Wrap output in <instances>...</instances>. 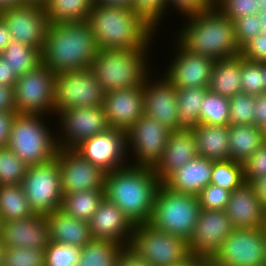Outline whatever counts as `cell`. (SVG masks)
Here are the masks:
<instances>
[{"instance_id": "obj_43", "label": "cell", "mask_w": 266, "mask_h": 266, "mask_svg": "<svg viewBox=\"0 0 266 266\" xmlns=\"http://www.w3.org/2000/svg\"><path fill=\"white\" fill-rule=\"evenodd\" d=\"M242 92L252 96L265 93L262 81V63L253 62L241 56Z\"/></svg>"}, {"instance_id": "obj_31", "label": "cell", "mask_w": 266, "mask_h": 266, "mask_svg": "<svg viewBox=\"0 0 266 266\" xmlns=\"http://www.w3.org/2000/svg\"><path fill=\"white\" fill-rule=\"evenodd\" d=\"M104 198V189L77 191L64 195L60 210L74 218L89 222Z\"/></svg>"}, {"instance_id": "obj_69", "label": "cell", "mask_w": 266, "mask_h": 266, "mask_svg": "<svg viewBox=\"0 0 266 266\" xmlns=\"http://www.w3.org/2000/svg\"><path fill=\"white\" fill-rule=\"evenodd\" d=\"M264 231H265V233H266V212H265V220H264Z\"/></svg>"}, {"instance_id": "obj_14", "label": "cell", "mask_w": 266, "mask_h": 266, "mask_svg": "<svg viewBox=\"0 0 266 266\" xmlns=\"http://www.w3.org/2000/svg\"><path fill=\"white\" fill-rule=\"evenodd\" d=\"M264 228L234 229L211 261L217 266H265Z\"/></svg>"}, {"instance_id": "obj_13", "label": "cell", "mask_w": 266, "mask_h": 266, "mask_svg": "<svg viewBox=\"0 0 266 266\" xmlns=\"http://www.w3.org/2000/svg\"><path fill=\"white\" fill-rule=\"evenodd\" d=\"M54 118L58 148L75 149L83 141L110 129L103 105L62 110Z\"/></svg>"}, {"instance_id": "obj_49", "label": "cell", "mask_w": 266, "mask_h": 266, "mask_svg": "<svg viewBox=\"0 0 266 266\" xmlns=\"http://www.w3.org/2000/svg\"><path fill=\"white\" fill-rule=\"evenodd\" d=\"M245 182L266 176V141L243 163Z\"/></svg>"}, {"instance_id": "obj_12", "label": "cell", "mask_w": 266, "mask_h": 266, "mask_svg": "<svg viewBox=\"0 0 266 266\" xmlns=\"http://www.w3.org/2000/svg\"><path fill=\"white\" fill-rule=\"evenodd\" d=\"M170 132L157 120L143 114L126 132L129 164L154 168L166 149Z\"/></svg>"}, {"instance_id": "obj_52", "label": "cell", "mask_w": 266, "mask_h": 266, "mask_svg": "<svg viewBox=\"0 0 266 266\" xmlns=\"http://www.w3.org/2000/svg\"><path fill=\"white\" fill-rule=\"evenodd\" d=\"M16 112H0V147L7 146Z\"/></svg>"}, {"instance_id": "obj_50", "label": "cell", "mask_w": 266, "mask_h": 266, "mask_svg": "<svg viewBox=\"0 0 266 266\" xmlns=\"http://www.w3.org/2000/svg\"><path fill=\"white\" fill-rule=\"evenodd\" d=\"M240 55L253 62H266V32H259L242 48Z\"/></svg>"}, {"instance_id": "obj_37", "label": "cell", "mask_w": 266, "mask_h": 266, "mask_svg": "<svg viewBox=\"0 0 266 266\" xmlns=\"http://www.w3.org/2000/svg\"><path fill=\"white\" fill-rule=\"evenodd\" d=\"M229 106V98L208 90L201 103L200 124L229 126Z\"/></svg>"}, {"instance_id": "obj_33", "label": "cell", "mask_w": 266, "mask_h": 266, "mask_svg": "<svg viewBox=\"0 0 266 266\" xmlns=\"http://www.w3.org/2000/svg\"><path fill=\"white\" fill-rule=\"evenodd\" d=\"M125 247L109 240L91 239L81 248L77 266H117L119 256Z\"/></svg>"}, {"instance_id": "obj_7", "label": "cell", "mask_w": 266, "mask_h": 266, "mask_svg": "<svg viewBox=\"0 0 266 266\" xmlns=\"http://www.w3.org/2000/svg\"><path fill=\"white\" fill-rule=\"evenodd\" d=\"M200 210L198 196L172 191L161 183L149 223L156 229L188 241L198 222Z\"/></svg>"}, {"instance_id": "obj_16", "label": "cell", "mask_w": 266, "mask_h": 266, "mask_svg": "<svg viewBox=\"0 0 266 266\" xmlns=\"http://www.w3.org/2000/svg\"><path fill=\"white\" fill-rule=\"evenodd\" d=\"M63 196L77 191L104 189L106 171L88 161L75 149L56 153Z\"/></svg>"}, {"instance_id": "obj_25", "label": "cell", "mask_w": 266, "mask_h": 266, "mask_svg": "<svg viewBox=\"0 0 266 266\" xmlns=\"http://www.w3.org/2000/svg\"><path fill=\"white\" fill-rule=\"evenodd\" d=\"M197 156L196 139L192 130L173 131L170 132L166 149L153 170L163 183L172 173Z\"/></svg>"}, {"instance_id": "obj_57", "label": "cell", "mask_w": 266, "mask_h": 266, "mask_svg": "<svg viewBox=\"0 0 266 266\" xmlns=\"http://www.w3.org/2000/svg\"><path fill=\"white\" fill-rule=\"evenodd\" d=\"M12 39V35L6 24L0 18V54L5 50Z\"/></svg>"}, {"instance_id": "obj_65", "label": "cell", "mask_w": 266, "mask_h": 266, "mask_svg": "<svg viewBox=\"0 0 266 266\" xmlns=\"http://www.w3.org/2000/svg\"><path fill=\"white\" fill-rule=\"evenodd\" d=\"M259 2V10H263L266 8V0H258Z\"/></svg>"}, {"instance_id": "obj_61", "label": "cell", "mask_w": 266, "mask_h": 266, "mask_svg": "<svg viewBox=\"0 0 266 266\" xmlns=\"http://www.w3.org/2000/svg\"><path fill=\"white\" fill-rule=\"evenodd\" d=\"M258 16L261 21V32H266V8L259 10Z\"/></svg>"}, {"instance_id": "obj_29", "label": "cell", "mask_w": 266, "mask_h": 266, "mask_svg": "<svg viewBox=\"0 0 266 266\" xmlns=\"http://www.w3.org/2000/svg\"><path fill=\"white\" fill-rule=\"evenodd\" d=\"M208 90L227 98L242 92L241 55L214 62Z\"/></svg>"}, {"instance_id": "obj_45", "label": "cell", "mask_w": 266, "mask_h": 266, "mask_svg": "<svg viewBox=\"0 0 266 266\" xmlns=\"http://www.w3.org/2000/svg\"><path fill=\"white\" fill-rule=\"evenodd\" d=\"M231 191L209 184L198 194L201 209L225 210Z\"/></svg>"}, {"instance_id": "obj_11", "label": "cell", "mask_w": 266, "mask_h": 266, "mask_svg": "<svg viewBox=\"0 0 266 266\" xmlns=\"http://www.w3.org/2000/svg\"><path fill=\"white\" fill-rule=\"evenodd\" d=\"M22 186L34 214L48 215L61 208L64 196L56 158L45 164L28 166Z\"/></svg>"}, {"instance_id": "obj_15", "label": "cell", "mask_w": 266, "mask_h": 266, "mask_svg": "<svg viewBox=\"0 0 266 266\" xmlns=\"http://www.w3.org/2000/svg\"><path fill=\"white\" fill-rule=\"evenodd\" d=\"M0 18L6 24L13 40L42 52L49 27V20L43 5H24L0 11Z\"/></svg>"}, {"instance_id": "obj_35", "label": "cell", "mask_w": 266, "mask_h": 266, "mask_svg": "<svg viewBox=\"0 0 266 266\" xmlns=\"http://www.w3.org/2000/svg\"><path fill=\"white\" fill-rule=\"evenodd\" d=\"M0 57L10 66L11 71L17 77L32 71L42 64L40 50L13 39L0 54Z\"/></svg>"}, {"instance_id": "obj_19", "label": "cell", "mask_w": 266, "mask_h": 266, "mask_svg": "<svg viewBox=\"0 0 266 266\" xmlns=\"http://www.w3.org/2000/svg\"><path fill=\"white\" fill-rule=\"evenodd\" d=\"M154 73L156 72L153 71L143 84L144 114L157 120L171 132L180 130L177 88L163 74L157 77Z\"/></svg>"}, {"instance_id": "obj_64", "label": "cell", "mask_w": 266, "mask_h": 266, "mask_svg": "<svg viewBox=\"0 0 266 266\" xmlns=\"http://www.w3.org/2000/svg\"><path fill=\"white\" fill-rule=\"evenodd\" d=\"M48 0H25L26 3H35V4H40L44 5Z\"/></svg>"}, {"instance_id": "obj_68", "label": "cell", "mask_w": 266, "mask_h": 266, "mask_svg": "<svg viewBox=\"0 0 266 266\" xmlns=\"http://www.w3.org/2000/svg\"><path fill=\"white\" fill-rule=\"evenodd\" d=\"M262 132H263L264 137H265V140H266V125H265V127L262 129Z\"/></svg>"}, {"instance_id": "obj_38", "label": "cell", "mask_w": 266, "mask_h": 266, "mask_svg": "<svg viewBox=\"0 0 266 266\" xmlns=\"http://www.w3.org/2000/svg\"><path fill=\"white\" fill-rule=\"evenodd\" d=\"M244 182L243 163L231 159L213 162L211 184L232 192Z\"/></svg>"}, {"instance_id": "obj_55", "label": "cell", "mask_w": 266, "mask_h": 266, "mask_svg": "<svg viewBox=\"0 0 266 266\" xmlns=\"http://www.w3.org/2000/svg\"><path fill=\"white\" fill-rule=\"evenodd\" d=\"M17 79L10 66L0 57V85L14 88Z\"/></svg>"}, {"instance_id": "obj_56", "label": "cell", "mask_w": 266, "mask_h": 266, "mask_svg": "<svg viewBox=\"0 0 266 266\" xmlns=\"http://www.w3.org/2000/svg\"><path fill=\"white\" fill-rule=\"evenodd\" d=\"M251 184L254 187L255 193L259 200L263 203L266 209V176L254 179Z\"/></svg>"}, {"instance_id": "obj_5", "label": "cell", "mask_w": 266, "mask_h": 266, "mask_svg": "<svg viewBox=\"0 0 266 266\" xmlns=\"http://www.w3.org/2000/svg\"><path fill=\"white\" fill-rule=\"evenodd\" d=\"M153 45L156 43L152 42L147 49H99L90 70L105 93L144 84L153 72V65L149 63Z\"/></svg>"}, {"instance_id": "obj_58", "label": "cell", "mask_w": 266, "mask_h": 266, "mask_svg": "<svg viewBox=\"0 0 266 266\" xmlns=\"http://www.w3.org/2000/svg\"><path fill=\"white\" fill-rule=\"evenodd\" d=\"M94 4L132 7L133 0H93Z\"/></svg>"}, {"instance_id": "obj_67", "label": "cell", "mask_w": 266, "mask_h": 266, "mask_svg": "<svg viewBox=\"0 0 266 266\" xmlns=\"http://www.w3.org/2000/svg\"><path fill=\"white\" fill-rule=\"evenodd\" d=\"M2 224H3V220H2V217L0 216V237H1Z\"/></svg>"}, {"instance_id": "obj_62", "label": "cell", "mask_w": 266, "mask_h": 266, "mask_svg": "<svg viewBox=\"0 0 266 266\" xmlns=\"http://www.w3.org/2000/svg\"><path fill=\"white\" fill-rule=\"evenodd\" d=\"M4 251H5V246L3 244V241L0 239V266H3Z\"/></svg>"}, {"instance_id": "obj_17", "label": "cell", "mask_w": 266, "mask_h": 266, "mask_svg": "<svg viewBox=\"0 0 266 266\" xmlns=\"http://www.w3.org/2000/svg\"><path fill=\"white\" fill-rule=\"evenodd\" d=\"M173 56L163 74L177 89L208 87L214 60L199 54L191 53L174 40Z\"/></svg>"}, {"instance_id": "obj_63", "label": "cell", "mask_w": 266, "mask_h": 266, "mask_svg": "<svg viewBox=\"0 0 266 266\" xmlns=\"http://www.w3.org/2000/svg\"><path fill=\"white\" fill-rule=\"evenodd\" d=\"M262 81H263L264 89L266 92V62L262 63Z\"/></svg>"}, {"instance_id": "obj_42", "label": "cell", "mask_w": 266, "mask_h": 266, "mask_svg": "<svg viewBox=\"0 0 266 266\" xmlns=\"http://www.w3.org/2000/svg\"><path fill=\"white\" fill-rule=\"evenodd\" d=\"M3 266H45V250L26 247L5 248Z\"/></svg>"}, {"instance_id": "obj_36", "label": "cell", "mask_w": 266, "mask_h": 266, "mask_svg": "<svg viewBox=\"0 0 266 266\" xmlns=\"http://www.w3.org/2000/svg\"><path fill=\"white\" fill-rule=\"evenodd\" d=\"M22 184L0 186V216L3 221L33 216Z\"/></svg>"}, {"instance_id": "obj_26", "label": "cell", "mask_w": 266, "mask_h": 266, "mask_svg": "<svg viewBox=\"0 0 266 266\" xmlns=\"http://www.w3.org/2000/svg\"><path fill=\"white\" fill-rule=\"evenodd\" d=\"M213 162L197 156L172 173L163 184L172 191L198 196L211 183Z\"/></svg>"}, {"instance_id": "obj_3", "label": "cell", "mask_w": 266, "mask_h": 266, "mask_svg": "<svg viewBox=\"0 0 266 266\" xmlns=\"http://www.w3.org/2000/svg\"><path fill=\"white\" fill-rule=\"evenodd\" d=\"M185 18L179 32H175V40L184 49L214 61L240 55L234 22L216 7Z\"/></svg>"}, {"instance_id": "obj_23", "label": "cell", "mask_w": 266, "mask_h": 266, "mask_svg": "<svg viewBox=\"0 0 266 266\" xmlns=\"http://www.w3.org/2000/svg\"><path fill=\"white\" fill-rule=\"evenodd\" d=\"M92 239L109 240L129 246L134 225L119 209L106 198L89 221Z\"/></svg>"}, {"instance_id": "obj_53", "label": "cell", "mask_w": 266, "mask_h": 266, "mask_svg": "<svg viewBox=\"0 0 266 266\" xmlns=\"http://www.w3.org/2000/svg\"><path fill=\"white\" fill-rule=\"evenodd\" d=\"M254 125L260 129L266 125V92L255 96Z\"/></svg>"}, {"instance_id": "obj_30", "label": "cell", "mask_w": 266, "mask_h": 266, "mask_svg": "<svg viewBox=\"0 0 266 266\" xmlns=\"http://www.w3.org/2000/svg\"><path fill=\"white\" fill-rule=\"evenodd\" d=\"M230 159L244 163L264 143L265 137L262 129L255 125H229Z\"/></svg>"}, {"instance_id": "obj_24", "label": "cell", "mask_w": 266, "mask_h": 266, "mask_svg": "<svg viewBox=\"0 0 266 266\" xmlns=\"http://www.w3.org/2000/svg\"><path fill=\"white\" fill-rule=\"evenodd\" d=\"M225 212L234 229L264 227L266 209L249 182H244L230 193Z\"/></svg>"}, {"instance_id": "obj_40", "label": "cell", "mask_w": 266, "mask_h": 266, "mask_svg": "<svg viewBox=\"0 0 266 266\" xmlns=\"http://www.w3.org/2000/svg\"><path fill=\"white\" fill-rule=\"evenodd\" d=\"M229 101V125H254L255 96L241 92Z\"/></svg>"}, {"instance_id": "obj_70", "label": "cell", "mask_w": 266, "mask_h": 266, "mask_svg": "<svg viewBox=\"0 0 266 266\" xmlns=\"http://www.w3.org/2000/svg\"><path fill=\"white\" fill-rule=\"evenodd\" d=\"M265 266H266V237H265Z\"/></svg>"}, {"instance_id": "obj_22", "label": "cell", "mask_w": 266, "mask_h": 266, "mask_svg": "<svg viewBox=\"0 0 266 266\" xmlns=\"http://www.w3.org/2000/svg\"><path fill=\"white\" fill-rule=\"evenodd\" d=\"M0 239L5 248L45 250L50 243L48 219L46 215L34 214L25 219L3 221Z\"/></svg>"}, {"instance_id": "obj_41", "label": "cell", "mask_w": 266, "mask_h": 266, "mask_svg": "<svg viewBox=\"0 0 266 266\" xmlns=\"http://www.w3.org/2000/svg\"><path fill=\"white\" fill-rule=\"evenodd\" d=\"M81 248L50 241L45 249V266H77Z\"/></svg>"}, {"instance_id": "obj_59", "label": "cell", "mask_w": 266, "mask_h": 266, "mask_svg": "<svg viewBox=\"0 0 266 266\" xmlns=\"http://www.w3.org/2000/svg\"><path fill=\"white\" fill-rule=\"evenodd\" d=\"M208 260L202 257L190 256L183 263L175 266H203Z\"/></svg>"}, {"instance_id": "obj_66", "label": "cell", "mask_w": 266, "mask_h": 266, "mask_svg": "<svg viewBox=\"0 0 266 266\" xmlns=\"http://www.w3.org/2000/svg\"><path fill=\"white\" fill-rule=\"evenodd\" d=\"M203 266H217L211 260H208Z\"/></svg>"}, {"instance_id": "obj_51", "label": "cell", "mask_w": 266, "mask_h": 266, "mask_svg": "<svg viewBox=\"0 0 266 266\" xmlns=\"http://www.w3.org/2000/svg\"><path fill=\"white\" fill-rule=\"evenodd\" d=\"M117 266H151L142 259L134 250L126 246L121 252Z\"/></svg>"}, {"instance_id": "obj_54", "label": "cell", "mask_w": 266, "mask_h": 266, "mask_svg": "<svg viewBox=\"0 0 266 266\" xmlns=\"http://www.w3.org/2000/svg\"><path fill=\"white\" fill-rule=\"evenodd\" d=\"M0 112H16L13 87L0 85Z\"/></svg>"}, {"instance_id": "obj_10", "label": "cell", "mask_w": 266, "mask_h": 266, "mask_svg": "<svg viewBox=\"0 0 266 266\" xmlns=\"http://www.w3.org/2000/svg\"><path fill=\"white\" fill-rule=\"evenodd\" d=\"M105 91L90 69L56 73L53 106L62 110L103 105Z\"/></svg>"}, {"instance_id": "obj_6", "label": "cell", "mask_w": 266, "mask_h": 266, "mask_svg": "<svg viewBox=\"0 0 266 266\" xmlns=\"http://www.w3.org/2000/svg\"><path fill=\"white\" fill-rule=\"evenodd\" d=\"M47 118L49 116L17 114L13 120L7 147L28 166L45 164L56 158L59 150L56 128L49 126Z\"/></svg>"}, {"instance_id": "obj_48", "label": "cell", "mask_w": 266, "mask_h": 266, "mask_svg": "<svg viewBox=\"0 0 266 266\" xmlns=\"http://www.w3.org/2000/svg\"><path fill=\"white\" fill-rule=\"evenodd\" d=\"M213 6L214 0H165V15L174 9L183 18L210 10Z\"/></svg>"}, {"instance_id": "obj_18", "label": "cell", "mask_w": 266, "mask_h": 266, "mask_svg": "<svg viewBox=\"0 0 266 266\" xmlns=\"http://www.w3.org/2000/svg\"><path fill=\"white\" fill-rule=\"evenodd\" d=\"M233 230L225 210L201 209L194 232L188 240L190 256L211 260Z\"/></svg>"}, {"instance_id": "obj_34", "label": "cell", "mask_w": 266, "mask_h": 266, "mask_svg": "<svg viewBox=\"0 0 266 266\" xmlns=\"http://www.w3.org/2000/svg\"><path fill=\"white\" fill-rule=\"evenodd\" d=\"M93 0H48L43 6L50 24L87 21Z\"/></svg>"}, {"instance_id": "obj_47", "label": "cell", "mask_w": 266, "mask_h": 266, "mask_svg": "<svg viewBox=\"0 0 266 266\" xmlns=\"http://www.w3.org/2000/svg\"><path fill=\"white\" fill-rule=\"evenodd\" d=\"M233 22L236 40L240 48L261 32V21L258 14L241 17Z\"/></svg>"}, {"instance_id": "obj_21", "label": "cell", "mask_w": 266, "mask_h": 266, "mask_svg": "<svg viewBox=\"0 0 266 266\" xmlns=\"http://www.w3.org/2000/svg\"><path fill=\"white\" fill-rule=\"evenodd\" d=\"M103 109L109 128L127 132L144 114L143 84L105 93Z\"/></svg>"}, {"instance_id": "obj_28", "label": "cell", "mask_w": 266, "mask_h": 266, "mask_svg": "<svg viewBox=\"0 0 266 266\" xmlns=\"http://www.w3.org/2000/svg\"><path fill=\"white\" fill-rule=\"evenodd\" d=\"M192 132L198 156L213 161L230 159L228 126L200 124Z\"/></svg>"}, {"instance_id": "obj_4", "label": "cell", "mask_w": 266, "mask_h": 266, "mask_svg": "<svg viewBox=\"0 0 266 266\" xmlns=\"http://www.w3.org/2000/svg\"><path fill=\"white\" fill-rule=\"evenodd\" d=\"M98 51L87 21L49 24L42 64L54 73L90 69Z\"/></svg>"}, {"instance_id": "obj_27", "label": "cell", "mask_w": 266, "mask_h": 266, "mask_svg": "<svg viewBox=\"0 0 266 266\" xmlns=\"http://www.w3.org/2000/svg\"><path fill=\"white\" fill-rule=\"evenodd\" d=\"M50 229V241L84 247L91 239L89 222L55 210L46 215Z\"/></svg>"}, {"instance_id": "obj_2", "label": "cell", "mask_w": 266, "mask_h": 266, "mask_svg": "<svg viewBox=\"0 0 266 266\" xmlns=\"http://www.w3.org/2000/svg\"><path fill=\"white\" fill-rule=\"evenodd\" d=\"M161 182L153 168L127 164L106 173L105 198L117 205L133 225L150 222Z\"/></svg>"}, {"instance_id": "obj_8", "label": "cell", "mask_w": 266, "mask_h": 266, "mask_svg": "<svg viewBox=\"0 0 266 266\" xmlns=\"http://www.w3.org/2000/svg\"><path fill=\"white\" fill-rule=\"evenodd\" d=\"M129 247L151 266H175L190 257L188 241L149 222L134 225Z\"/></svg>"}, {"instance_id": "obj_9", "label": "cell", "mask_w": 266, "mask_h": 266, "mask_svg": "<svg viewBox=\"0 0 266 266\" xmlns=\"http://www.w3.org/2000/svg\"><path fill=\"white\" fill-rule=\"evenodd\" d=\"M55 75L50 68L40 64L37 68L18 77L14 87L17 114L55 116Z\"/></svg>"}, {"instance_id": "obj_60", "label": "cell", "mask_w": 266, "mask_h": 266, "mask_svg": "<svg viewBox=\"0 0 266 266\" xmlns=\"http://www.w3.org/2000/svg\"><path fill=\"white\" fill-rule=\"evenodd\" d=\"M25 0H0V11L24 5Z\"/></svg>"}, {"instance_id": "obj_39", "label": "cell", "mask_w": 266, "mask_h": 266, "mask_svg": "<svg viewBox=\"0 0 266 266\" xmlns=\"http://www.w3.org/2000/svg\"><path fill=\"white\" fill-rule=\"evenodd\" d=\"M27 168L9 147H0V186L22 184Z\"/></svg>"}, {"instance_id": "obj_44", "label": "cell", "mask_w": 266, "mask_h": 266, "mask_svg": "<svg viewBox=\"0 0 266 266\" xmlns=\"http://www.w3.org/2000/svg\"><path fill=\"white\" fill-rule=\"evenodd\" d=\"M214 7L231 21L259 12L258 0H214Z\"/></svg>"}, {"instance_id": "obj_46", "label": "cell", "mask_w": 266, "mask_h": 266, "mask_svg": "<svg viewBox=\"0 0 266 266\" xmlns=\"http://www.w3.org/2000/svg\"><path fill=\"white\" fill-rule=\"evenodd\" d=\"M132 8L151 23L157 31V28L162 26L165 16V0H133Z\"/></svg>"}, {"instance_id": "obj_20", "label": "cell", "mask_w": 266, "mask_h": 266, "mask_svg": "<svg viewBox=\"0 0 266 266\" xmlns=\"http://www.w3.org/2000/svg\"><path fill=\"white\" fill-rule=\"evenodd\" d=\"M75 150L106 172L129 164L126 132L121 130L110 128L83 141Z\"/></svg>"}, {"instance_id": "obj_32", "label": "cell", "mask_w": 266, "mask_h": 266, "mask_svg": "<svg viewBox=\"0 0 266 266\" xmlns=\"http://www.w3.org/2000/svg\"><path fill=\"white\" fill-rule=\"evenodd\" d=\"M208 87L177 89L178 128L192 130L200 125L201 103Z\"/></svg>"}, {"instance_id": "obj_1", "label": "cell", "mask_w": 266, "mask_h": 266, "mask_svg": "<svg viewBox=\"0 0 266 266\" xmlns=\"http://www.w3.org/2000/svg\"><path fill=\"white\" fill-rule=\"evenodd\" d=\"M87 22L99 49H147L159 33L132 7L93 4Z\"/></svg>"}]
</instances>
